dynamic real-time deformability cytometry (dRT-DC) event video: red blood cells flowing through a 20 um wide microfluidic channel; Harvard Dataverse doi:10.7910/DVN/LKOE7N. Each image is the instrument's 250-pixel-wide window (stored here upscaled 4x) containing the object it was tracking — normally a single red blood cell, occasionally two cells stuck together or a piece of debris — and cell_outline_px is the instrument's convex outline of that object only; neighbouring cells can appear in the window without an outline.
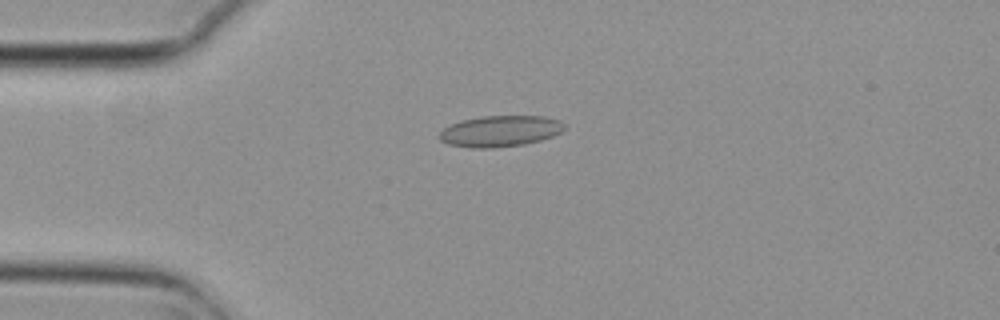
{"species": "common noctule bat (a hibernating species)", "species_latin": "Nyctalus noctula", "temperature_condition": "cold", "stored_images_in_passage": 4, "camera_frame_rate_fps": 3000, "um_per_image_px": 0.085, "animal": {"sex": "female", "body_mass_g": 29.2, "forearm_length_mm": 56.3}, "frame": {"image": 1, "passage_image": 1, "time_ms": 0.0, "image_size_px": [1000, 320], "cell_outline_px": [[564, 128], [560, 132], [552, 136], [540, 140], [524, 144], [492, 148], [472, 148], [448, 144], [440, 140], [436, 136], [444, 128], [460, 120], [484, 116], [544, 116], [560, 120], [564, 124]], "centroid_in_image_um": [42.48, 11.14], "position_along_channel_um": 42.5, "area_um2": 22.66}}
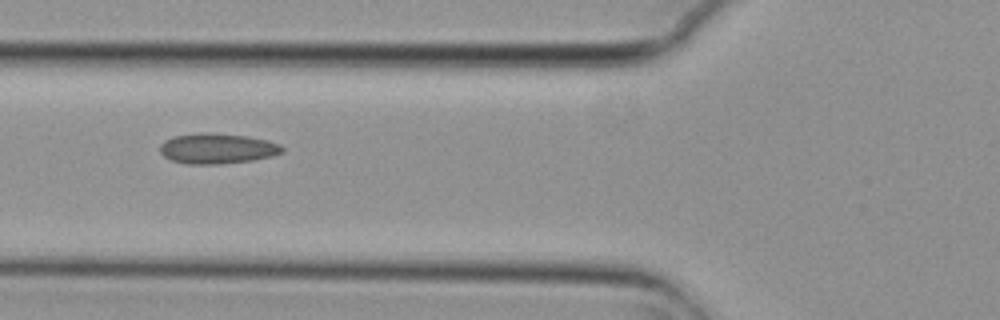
{"frame": {"image": 2, "passage_image": 3, "time_ms": 0.667, "image_size_px": [1000, 320], "cell_outline_px": [[284, 152], [272, 156], [252, 160], [220, 164], [188, 164], [172, 160], [164, 156], [160, 152], [160, 144], [164, 140], [172, 136], [200, 132], [208, 132], [248, 136], [268, 140], [280, 144], [284, 148]], "centroid_in_image_um": [18.47, 12.61], "position_along_channel_um": 107.3, "area_um2": 21.85}}
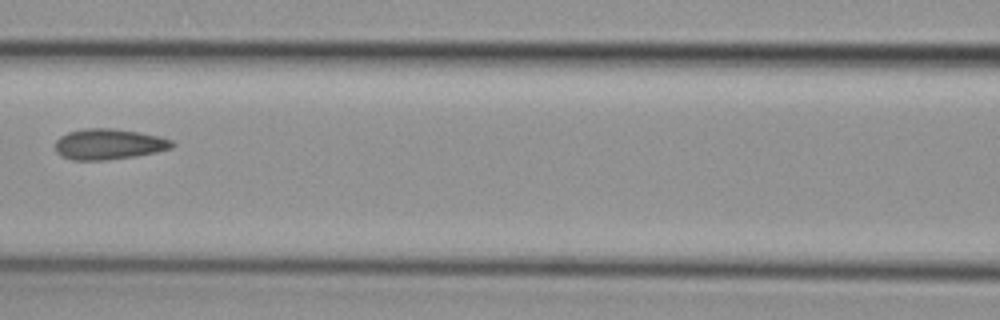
{"frame": {"image": 3, "passage_image": 4, "time_ms": 1.0, "image_size_px": [1000, 320], "cell_outline_px": [[176, 144], [172, 148], [156, 152], [136, 156], [104, 160], [72, 160], [60, 156], [56, 152], [56, 140], [60, 136], [68, 132], [84, 128], [116, 128], [140, 132], [160, 136], [172, 140]], "centroid_in_image_um": [9.26, 12.25], "position_along_channel_um": 157.3, "area_um2": 21.15}}